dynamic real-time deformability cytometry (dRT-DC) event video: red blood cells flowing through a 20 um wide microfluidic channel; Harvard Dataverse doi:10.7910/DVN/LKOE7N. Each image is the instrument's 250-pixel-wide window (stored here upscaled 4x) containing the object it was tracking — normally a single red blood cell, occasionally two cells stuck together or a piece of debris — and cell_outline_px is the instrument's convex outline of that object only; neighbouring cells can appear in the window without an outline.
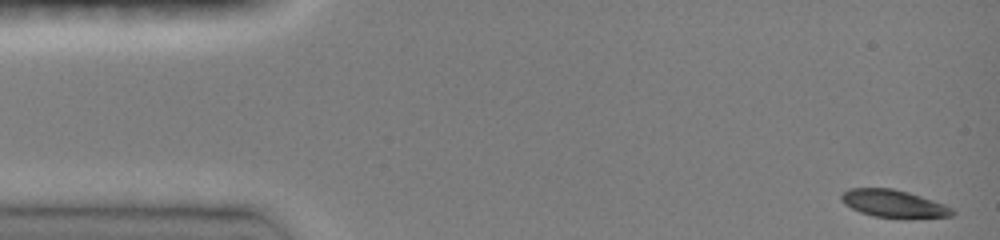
{"species": "common noctule bat (a hibernating species)", "species_latin": "Nyctalus noctula", "temperature_condition": "room temperature", "stored_images_in_passage": 44, "camera_frame_rate_fps": 3000, "um_per_image_px": 0.085, "animal": {"sex": "female", "body_mass_g": 19.0, "forearm_length_mm": 51.5}, "frame": {"image": 1, "passage_image": 1, "time_ms": 0.0, "image_size_px": [1000, 240], "cell_outline_px": [[956, 212], [952, 216], [872, 216], [860, 212], [844, 204], [840, 200], [840, 192], [848, 188], [892, 188], [908, 192], [944, 204], [952, 208]], "centroid_in_image_um": [75.86, 17.26], "position_along_channel_um": 9.1, "area_um2": 17.28}}
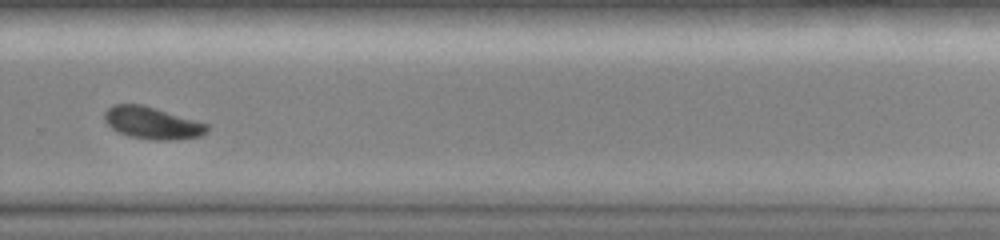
{"frame": {"image": 2, "passage_image": 32, "time_ms": 10.333, "image_size_px": [1000, 240], "cell_outline_px": [[208, 132], [200, 136], [172, 140], [152, 140], [128, 136], [112, 128], [104, 120], [104, 112], [112, 104], [140, 104], [156, 108], [208, 124]], "centroid_in_image_um": [12.93, 10.45], "position_along_channel_um": 316.9, "area_um2": 19.13}}
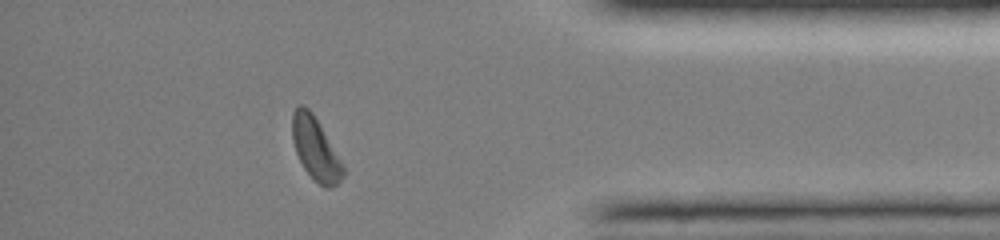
{"frame": {"image": 3, "passage_image": 40, "time_ms": 13.0, "image_size_px": [1000, 240], "cell_outline_px": [[344, 176], [336, 184], [328, 188], [324, 188], [304, 168], [296, 152], [292, 140], [292, 112], [300, 104], [304, 104], [312, 112], [344, 164]], "centroid_in_image_um": [26.82, 12.62], "position_along_channel_um": 408.4, "area_um2": 18.38}, "authors_computed_cell_mechanics": {"area_um2": 19.3341, "velocity_mm_per_s": 4.0923, "shape_relaxation_time_tau1_ms": 2.2852, "shape_relaxation_time_tau2_ms": null, "deformation_change_tau1": 0.119, "deformation_change_tau2": null}}